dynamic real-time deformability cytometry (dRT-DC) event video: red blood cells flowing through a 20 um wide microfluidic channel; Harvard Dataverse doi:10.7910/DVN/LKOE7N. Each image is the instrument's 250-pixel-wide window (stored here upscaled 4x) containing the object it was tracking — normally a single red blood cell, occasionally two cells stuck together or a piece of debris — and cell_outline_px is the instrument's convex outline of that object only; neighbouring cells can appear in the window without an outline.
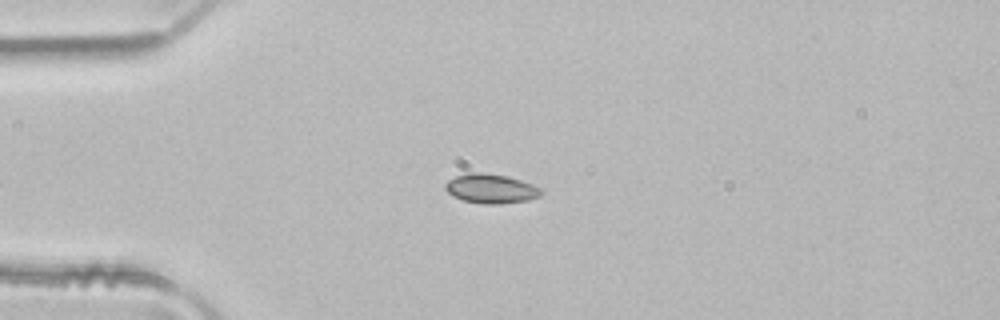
{"species": "common noctule bat (a hibernating species)", "species_latin": "Nyctalus noctula", "temperature_condition": "room temperature", "stored_images_in_passage": 2, "camera_frame_rate_fps": 3000, "um_per_image_px": 0.085, "animal": {"sex": "male", "body_mass_g": 21.5, "forearm_length_mm": 52.0}, "frame": {"image": 1, "passage_image": 2, "time_ms": 0.333, "image_size_px": [1000, 320], "cell_outline_px": [[544, 192], [540, 196], [528, 200], [500, 204], [484, 204], [464, 200], [452, 196], [444, 188], [444, 184], [448, 180], [456, 176], [468, 172], [480, 172], [508, 176], [532, 184], [540, 188]], "centroid_in_image_um": [41.72, 16.03], "position_along_channel_um": 43.3, "area_um2": 16.47}}